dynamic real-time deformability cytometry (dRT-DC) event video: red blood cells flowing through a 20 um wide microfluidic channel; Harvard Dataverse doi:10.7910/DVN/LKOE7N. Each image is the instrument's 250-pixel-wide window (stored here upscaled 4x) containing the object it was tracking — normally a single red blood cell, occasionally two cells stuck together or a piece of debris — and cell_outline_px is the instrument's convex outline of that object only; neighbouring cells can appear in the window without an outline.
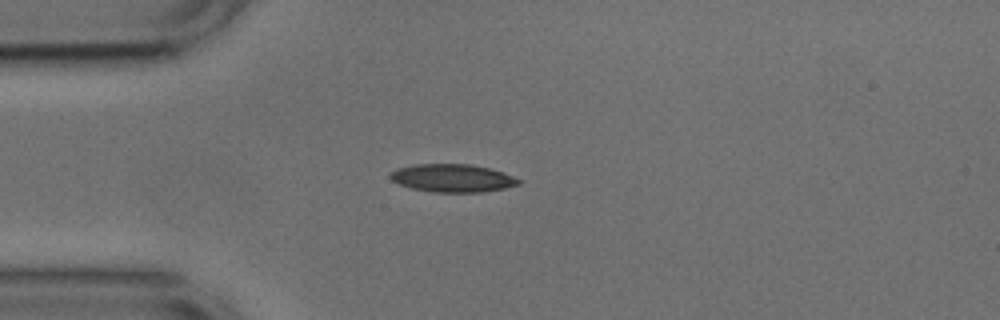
{"species": "common noctule bat (a hibernating species)", "species_latin": "Nyctalus noctula", "temperature_condition": "cold", "stored_images_in_passage": 40, "camera_frame_rate_fps": 3000, "um_per_image_px": 0.085, "animal": {"sex": "male", "body_mass_g": 17.9, "forearm_length_mm": 54.2}, "frame": {"image": 1, "passage_image": 1, "time_ms": 0.0, "image_size_px": [1000, 320], "cell_outline_px": [[524, 180], [520, 184], [504, 188], [484, 192], [432, 192], [412, 188], [400, 184], [392, 180], [388, 176], [392, 172], [400, 168], [416, 164], [472, 164], [504, 172]], "centroid_in_image_um": [38.53, 15.14], "position_along_channel_um": 46.5, "area_um2": 20.92}}
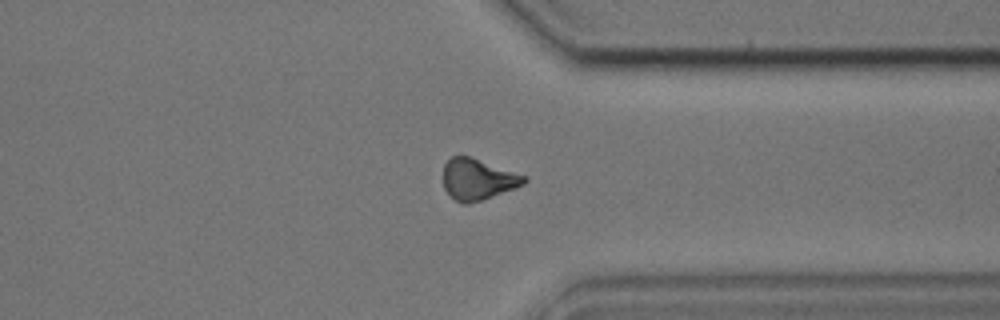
{"frame": {"image": 2, "passage_image": 28, "time_ms": 9.0, "image_size_px": [1000, 320], "cell_outline_px": [[528, 180], [524, 184], [492, 196], [468, 204], [464, 204], [456, 200], [444, 188], [444, 164], [452, 156], [468, 156], [528, 176]], "centroid_in_image_um": [40.62, 15.23], "position_along_channel_um": 370.8, "area_um2": 19.02}}
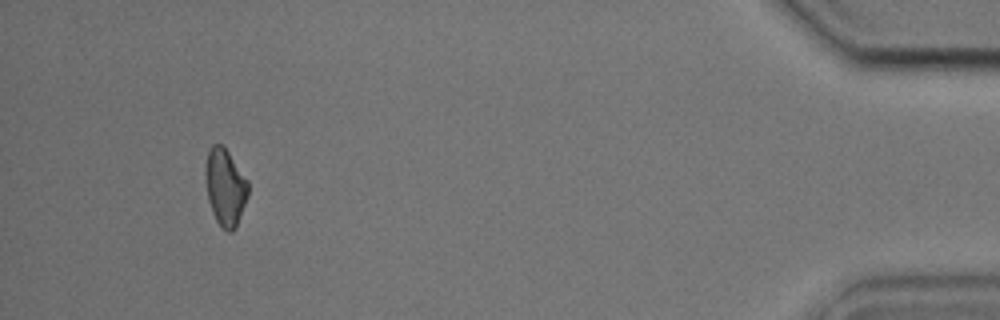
{"frame": {"image": 3, "passage_image": 37, "time_ms": 12.0, "image_size_px": [1000, 320], "cell_outline_px": [[248, 196], [236, 224], [232, 232], [228, 232], [216, 220], [212, 212], [208, 200], [204, 172], [208, 148], [212, 144], [224, 144], [248, 180]], "centroid_in_image_um": [19.12, 15.83], "position_along_channel_um": 416.1, "area_um2": 19.25}, "authors_computed_cell_mechanics": {"area_um2": 20.0277, "velocity_mm_per_s": 3.7704, "shape_relaxation_time_tau1_ms": 4.509, "shape_relaxation_time_tau2_ms": 5.2397, "deformation_change_tau1": 0.1102, "deformation_change_tau2": 0.1349}}